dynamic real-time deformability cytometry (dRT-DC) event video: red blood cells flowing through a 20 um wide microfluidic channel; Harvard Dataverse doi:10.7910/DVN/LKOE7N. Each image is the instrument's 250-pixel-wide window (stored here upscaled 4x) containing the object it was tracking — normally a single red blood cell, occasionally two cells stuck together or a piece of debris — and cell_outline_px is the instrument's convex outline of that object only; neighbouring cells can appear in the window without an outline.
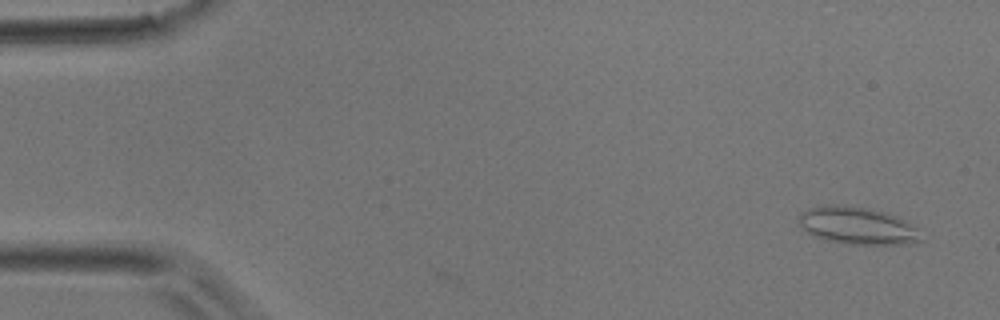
{"species": "common noctule bat (a hibernating species)", "species_latin": "Nyctalus noctula", "temperature_condition": "room temperature", "stored_images_in_passage": 4, "camera_frame_rate_fps": 3000, "um_per_image_px": 0.085, "animal": {"sex": "male", "body_mass_g": 17.9}, "frame": {"image": 1, "passage_image": 1, "time_ms": 0.0, "image_size_px": [1000, 320], "cell_outline_px": [[924, 240], [916, 244], [848, 244], [824, 240], [812, 236], [796, 220], [800, 212], [808, 208], [824, 204], [844, 204], [884, 212], [908, 220], [920, 228]], "centroid_in_image_um": [72.93, 19.18], "position_along_channel_um": 12.1, "area_um2": 27.4}}
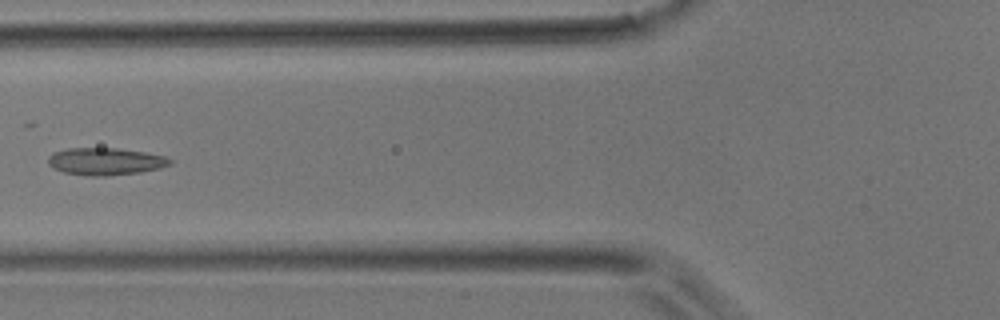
{"frame": {"image": 2, "passage_image": 4, "time_ms": 1.0, "image_size_px": [1000, 320], "cell_outline_px": [[172, 164], [160, 168], [140, 172], [108, 176], [88, 176], [64, 172], [48, 164], [48, 156], [52, 152], [68, 148], [116, 148], [144, 152], [164, 156], [172, 160]], "centroid_in_image_um": [8.96, 13.72], "position_along_channel_um": 116.8, "area_um2": 19.36}}